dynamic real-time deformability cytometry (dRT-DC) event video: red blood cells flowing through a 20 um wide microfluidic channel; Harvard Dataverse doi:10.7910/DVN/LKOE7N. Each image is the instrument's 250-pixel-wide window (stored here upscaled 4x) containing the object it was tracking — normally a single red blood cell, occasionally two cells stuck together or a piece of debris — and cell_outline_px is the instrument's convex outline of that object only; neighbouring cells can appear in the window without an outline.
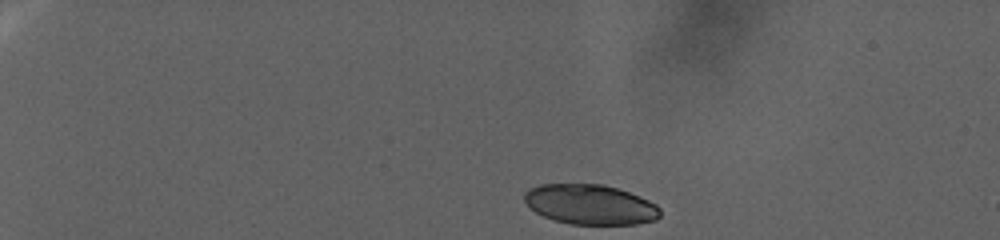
{"species": "human", "species_latin": "Homo sapiens", "temperature_condition": "warm", "stored_images_in_passage": 79, "camera_frame_rate_fps": 3000, "um_per_image_px": 0.085, "donor": {"sex": "female"}, "frame": {"image": 1, "passage_image": 1, "time_ms": 0.0, "image_size_px": [1000, 240], "cell_outline_px": [[660, 216], [656, 220], [636, 224], [568, 224], [552, 220], [536, 212], [524, 200], [524, 192], [528, 188], [540, 184], [604, 184], [640, 196], [656, 204], [660, 208]], "centroid_in_image_um": [50.17, 17.38], "position_along_channel_um": 34.8, "area_um2": 31.73}}
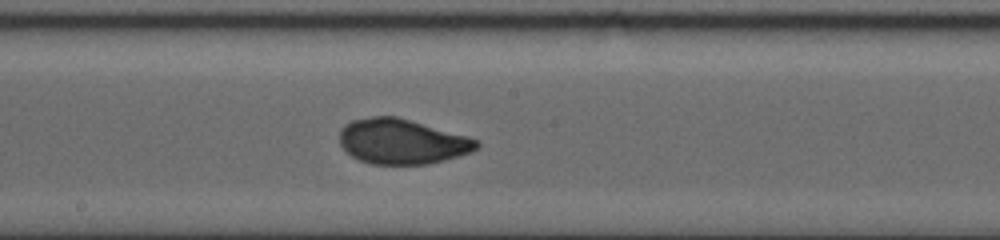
{"frame": {"image": 2, "passage_image": 41, "time_ms": 13.333, "image_size_px": [1000, 240], "cell_outline_px": [[480, 144], [472, 152], [444, 160], [428, 164], [372, 164], [360, 160], [352, 156], [340, 144], [340, 128], [344, 124], [352, 120], [372, 116], [396, 116], [468, 136], [480, 140]], "centroid_in_image_um": [34.17, 12.02], "position_along_channel_um": 214.0, "area_um2": 36.01}}
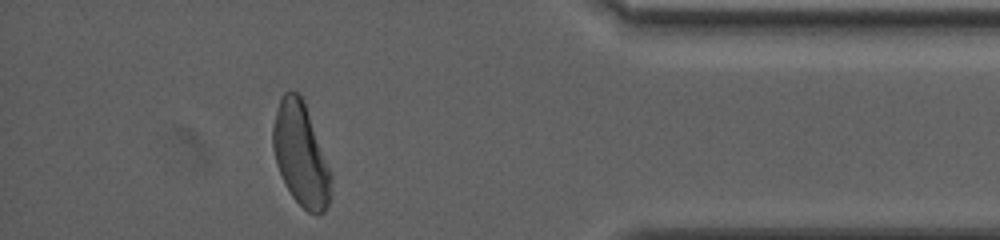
{"frame": {"image": 3, "passage_image": 71, "time_ms": 23.333, "image_size_px": [1000, 240], "cell_outline_px": [[332, 176], [328, 204], [324, 212], [316, 216], [308, 212], [292, 196], [276, 164], [272, 148], [272, 128], [280, 96], [284, 92], [296, 92], [300, 96], [304, 104]], "centroid_in_image_um": [25.54, 13.17], "position_along_channel_um": 409.7, "area_um2": 34.04}}